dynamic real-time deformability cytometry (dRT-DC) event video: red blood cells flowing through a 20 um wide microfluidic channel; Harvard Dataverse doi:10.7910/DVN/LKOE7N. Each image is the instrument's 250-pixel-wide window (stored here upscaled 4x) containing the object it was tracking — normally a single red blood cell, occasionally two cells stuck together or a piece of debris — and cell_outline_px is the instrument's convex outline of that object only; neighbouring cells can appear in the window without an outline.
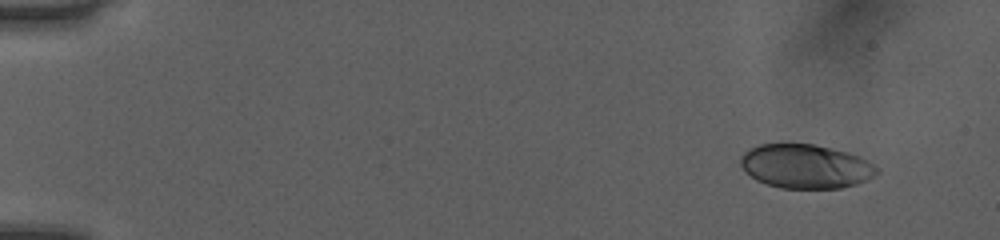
{"species": "human", "species_latin": "Homo sapiens", "temperature_condition": "room temperature", "stored_images_in_passage": 47, "camera_frame_rate_fps": 3000, "um_per_image_px": 0.085, "donor": {"sex": "female"}, "frame": {"image": 1, "passage_image": 1, "time_ms": 0.0, "image_size_px": [1000, 240], "cell_outline_px": [[880, 168], [876, 176], [856, 184], [840, 188], [780, 188], [756, 180], [744, 172], [740, 164], [740, 156], [744, 152], [760, 144], [812, 144], [848, 152], [860, 156]], "centroid_in_image_um": [68.49, 14.14], "position_along_channel_um": 16.5, "area_um2": 35.08}}
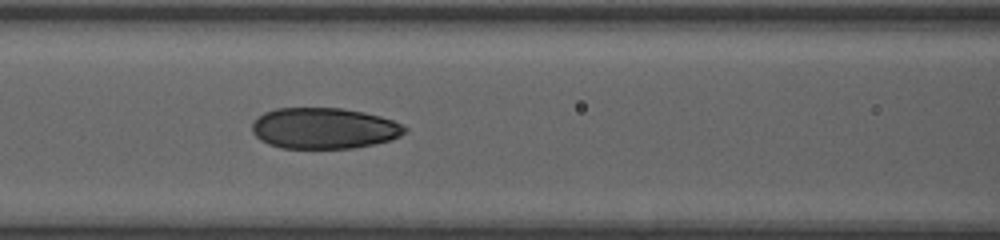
{"frame": {"image": 2, "passage_image": 20, "time_ms": 6.333, "image_size_px": [1000, 240], "cell_outline_px": [[408, 128], [400, 136], [392, 140], [352, 148], [280, 148], [268, 144], [260, 140], [252, 132], [252, 124], [264, 112], [276, 108], [340, 108], [364, 112], [380, 116], [392, 120]], "centroid_in_image_um": [27.53, 10.9], "position_along_channel_um": 139.1, "area_um2": 36.41}}
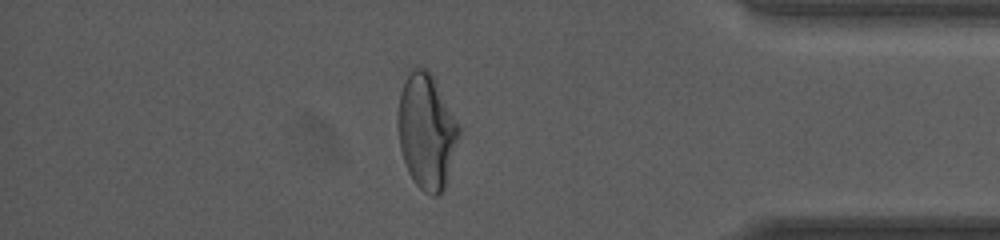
{"frame": {"image": 3, "passage_image": 41, "time_ms": 13.333, "image_size_px": [1000, 240], "cell_outline_px": [[460, 132], [444, 188], [436, 196], [432, 196], [424, 192], [412, 180], [408, 172], [400, 148], [396, 124], [396, 116], [400, 92], [404, 80], [412, 68], [416, 64], [420, 64], [428, 68], [460, 128]], "centroid_in_image_um": [36.2, 11.12], "position_along_channel_um": 399.0, "area_um2": 40.86}, "authors_computed_cell_mechanics": {"area_um2": 36.8186, "velocity_mm_per_s": 4.0826, "shape_relaxation_time_tau1_ms": 5.6512, "shape_relaxation_time_tau2_ms": 0.9989, "deformation_change_tau1": 0.1983, "deformation_change_tau2": 0.056}}